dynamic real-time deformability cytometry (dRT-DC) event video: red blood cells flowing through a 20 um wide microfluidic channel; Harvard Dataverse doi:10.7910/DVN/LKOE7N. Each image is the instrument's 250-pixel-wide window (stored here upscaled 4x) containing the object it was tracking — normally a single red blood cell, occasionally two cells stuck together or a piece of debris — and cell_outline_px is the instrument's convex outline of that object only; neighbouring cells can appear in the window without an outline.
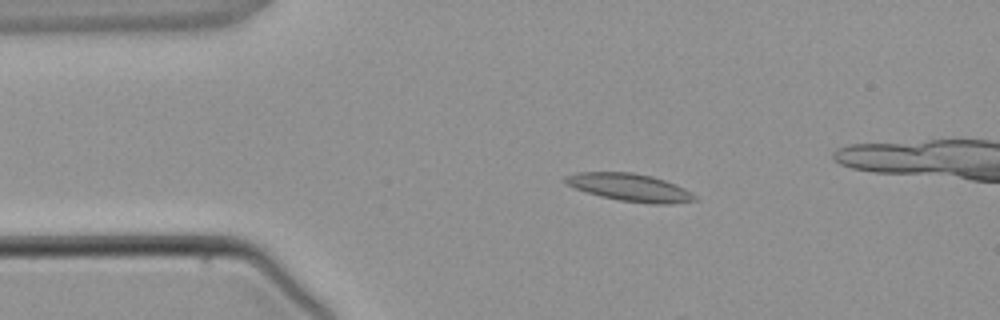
{"species": "common noctule bat (a hibernating species)", "species_latin": "Nyctalus noctula", "temperature_condition": "warm", "stored_images_in_passage": 7, "camera_frame_rate_fps": 3000, "um_per_image_px": 0.085, "animal": {"sex": "male", "body_mass_g": 21.5, "forearm_length_mm": 52.0}, "frame": {"image": 1, "passage_image": 2, "time_ms": 1.0, "image_size_px": [1000, 320], "cell_outline_px": [[700, 200], [668, 204], [652, 204], [620, 200], [600, 196], [576, 188], [568, 184], [564, 180], [564, 176], [576, 172], [632, 172], [652, 176], [676, 184], [692, 192]], "centroid_in_image_um": [53.58, 15.93], "position_along_channel_um": 31.4, "area_um2": 20.81}}
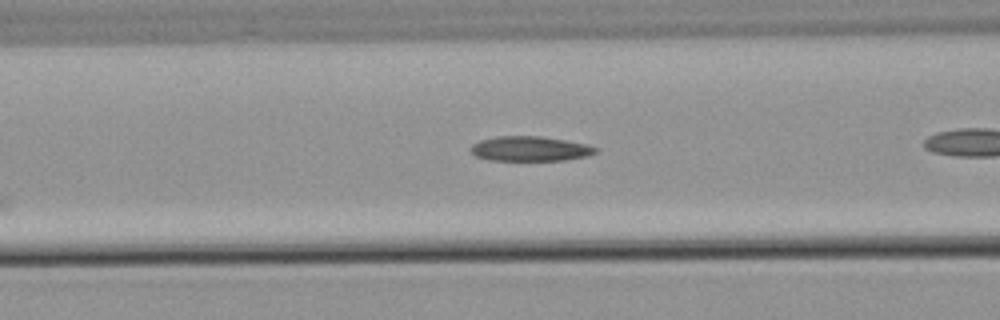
{"frame": {"image": 2, "passage_image": 6, "time_ms": 6.0, "image_size_px": [1000, 320], "cell_outline_px": [[600, 148], [596, 152], [588, 156], [564, 160], [488, 160], [476, 156], [468, 148], [472, 144], [480, 140], [496, 136], [540, 136], [588, 144]], "centroid_in_image_um": [45.06, 12.64], "position_along_channel_um": 121.5, "area_um2": 18.15}}